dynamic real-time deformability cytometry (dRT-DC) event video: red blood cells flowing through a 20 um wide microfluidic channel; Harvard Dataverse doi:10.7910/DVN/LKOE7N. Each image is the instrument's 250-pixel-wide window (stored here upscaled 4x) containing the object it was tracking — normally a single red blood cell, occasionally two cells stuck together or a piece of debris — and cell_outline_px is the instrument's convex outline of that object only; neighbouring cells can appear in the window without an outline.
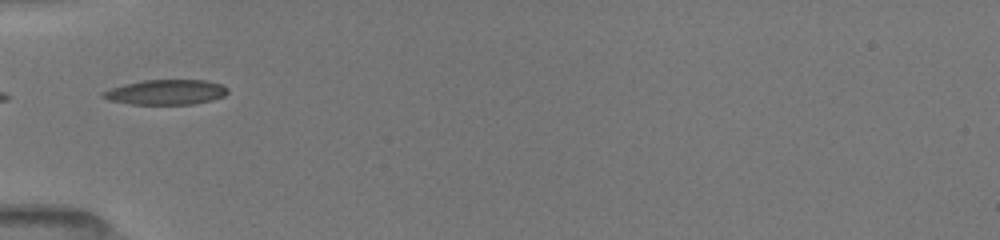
{"species": "common noctule bat (a hibernating species)", "species_latin": "Nyctalus noctula", "temperature_condition": "room temperature", "stored_images_in_passage": 2, "camera_frame_rate_fps": 3000, "um_per_image_px": 0.085, "animal": {"sex": "female", "body_mass_g": 19.5, "forearm_length_mm": 54.1}, "frame": {"image": 1, "passage_image": 1, "time_ms": 0.0, "image_size_px": [1000, 240], "cell_outline_px": [[228, 92], [224, 96], [212, 100], [192, 104], [132, 104], [108, 100], [100, 96], [100, 92], [124, 84], [140, 80], [208, 80], [220, 84], [228, 88]], "centroid_in_image_um": [14.09, 7.83], "position_along_channel_um": 70.9, "area_um2": 18.26}}